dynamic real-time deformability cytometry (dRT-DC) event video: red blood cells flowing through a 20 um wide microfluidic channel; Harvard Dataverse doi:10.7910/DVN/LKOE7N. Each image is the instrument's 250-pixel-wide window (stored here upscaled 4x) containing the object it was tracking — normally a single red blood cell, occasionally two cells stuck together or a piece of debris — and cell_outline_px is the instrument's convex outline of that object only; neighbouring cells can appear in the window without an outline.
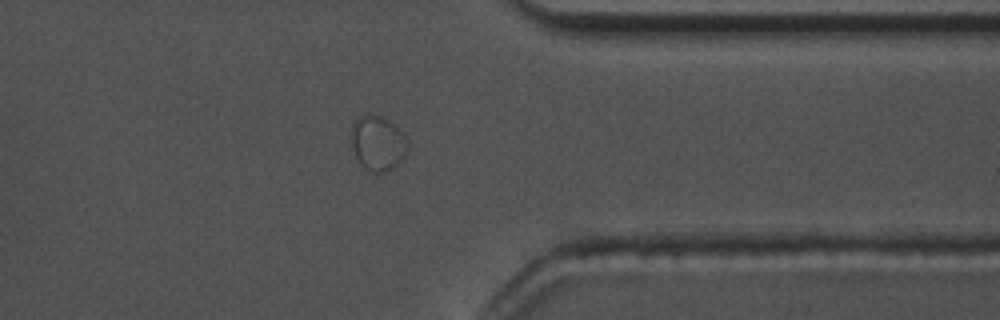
{"species": "common noctule bat (a hibernating species)", "species_latin": "Nyctalus noctula", "temperature_condition": "warm", "stored_images_in_passage": 47, "segment_of_instrument_passage": [2, 2], "camera_frame_rate_fps": 3000, "um_per_image_px": 0.085, "animal": {"sex": "male", "body_mass_g": 17.5, "forearm_length_mm": 52.3}, "frame": {"image": 1, "passage_image": 35, "time_ms": 11.333, "image_size_px": [1000, 320], "cell_outline_px": [[408, 148], [404, 156], [396, 168], [388, 172], [368, 172], [360, 164], [352, 148], [352, 124], [356, 116], [364, 112], [372, 112], [388, 120], [408, 140]], "centroid_in_image_um": [32.09, 12.16], "position_along_channel_um": 379.3, "area_um2": 18.44}}
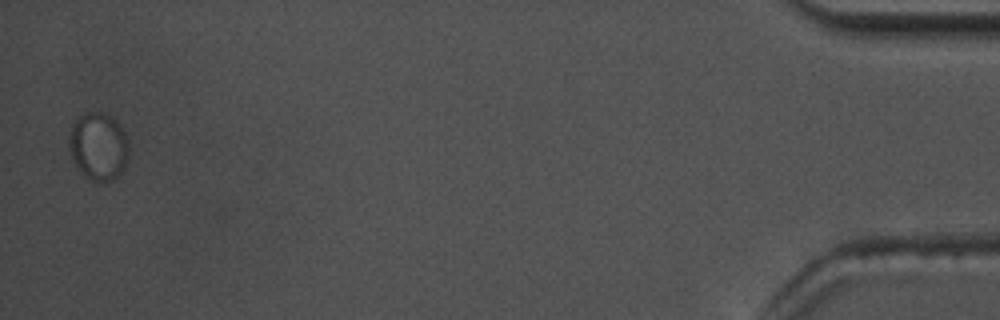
{"frame": {"image": 2, "passage_image": 46, "time_ms": 15.0, "image_size_px": [1000, 320], "cell_outline_px": [[128, 160], [120, 172], [112, 180], [92, 180], [76, 164], [72, 156], [72, 124], [84, 112], [100, 112], [112, 116], [124, 132], [128, 140]], "centroid_in_image_um": [8.43, 12.39], "position_along_channel_um": 426.8, "area_um2": 22.54}}